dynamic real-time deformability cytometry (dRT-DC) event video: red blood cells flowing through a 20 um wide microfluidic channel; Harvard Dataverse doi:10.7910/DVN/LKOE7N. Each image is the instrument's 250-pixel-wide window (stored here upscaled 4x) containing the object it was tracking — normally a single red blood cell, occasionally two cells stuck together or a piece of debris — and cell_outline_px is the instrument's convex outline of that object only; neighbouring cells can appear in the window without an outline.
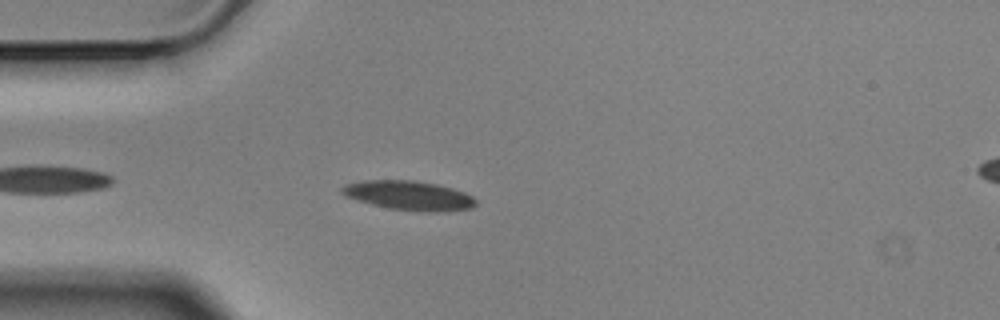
{"species": "Egyptian fruit bat (a non-hibernating species)", "species_latin": "Rousettus aegyptiacus", "temperature_condition": "cold", "stored_images_in_passage": 2, "camera_frame_rate_fps": 3000, "um_per_image_px": 0.085, "animal": {"sex": "male"}, "frame": {"image": 1, "passage_image": 1, "time_ms": 0.0, "image_size_px": [1000, 320], "cell_outline_px": [[476, 204], [472, 208], [436, 212], [420, 212], [388, 208], [356, 200], [344, 196], [340, 192], [340, 188], [344, 184], [364, 180], [412, 180], [436, 184], [452, 188], [464, 192], [472, 196], [476, 200]], "centroid_in_image_um": [34.72, 16.62], "position_along_channel_um": 50.3, "area_um2": 23.0}}